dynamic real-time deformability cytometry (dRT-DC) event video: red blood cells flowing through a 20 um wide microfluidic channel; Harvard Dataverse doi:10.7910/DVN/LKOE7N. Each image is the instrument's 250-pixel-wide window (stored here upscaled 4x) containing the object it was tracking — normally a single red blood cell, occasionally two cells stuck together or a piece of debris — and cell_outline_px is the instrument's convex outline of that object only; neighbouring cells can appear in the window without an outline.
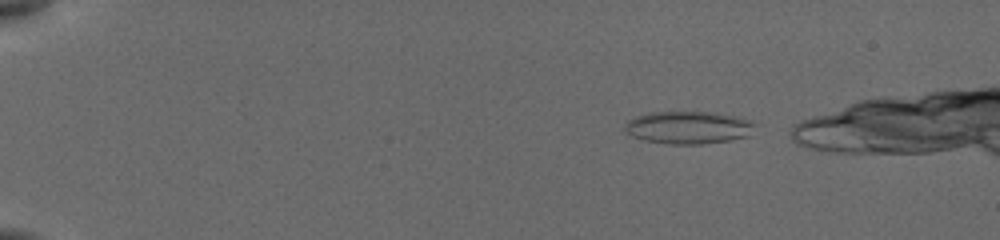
{"species": "common noctule bat (a hibernating species)", "species_latin": "Nyctalus noctula", "temperature_condition": "cold", "stored_images_in_passage": 24, "camera_frame_rate_fps": 3000, "um_per_image_px": 0.085, "animal": {"sex": "female", "body_mass_g": 19.5, "forearm_length_mm": 54.1}, "frame": {"image": 1, "passage_image": 3, "time_ms": 0.667, "image_size_px": [1000, 240], "cell_outline_px": [[756, 124], [748, 136], [728, 140], [700, 144], [672, 144], [644, 140], [632, 136], [624, 128], [624, 124], [628, 120], [636, 116], [652, 112], [716, 112], [736, 116], [752, 120]], "centroid_in_image_um": [58.52, 10.82], "position_along_channel_um": 26.5, "area_um2": 24.68}}
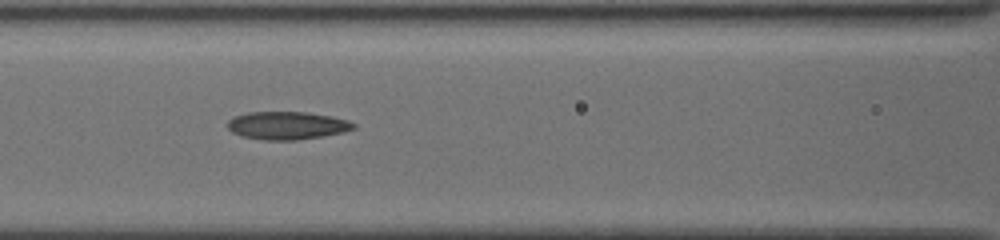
{"frame": {"image": 2, "passage_image": 18, "time_ms": 6.333, "image_size_px": [1000, 240], "cell_outline_px": [[356, 128], [340, 132], [320, 136], [296, 140], [264, 140], [240, 136], [232, 132], [228, 128], [228, 120], [232, 116], [248, 112], [308, 112], [332, 116], [348, 120], [356, 124]], "centroid_in_image_um": [24.37, 10.66], "position_along_channel_um": 142.2, "area_um2": 20.52}}
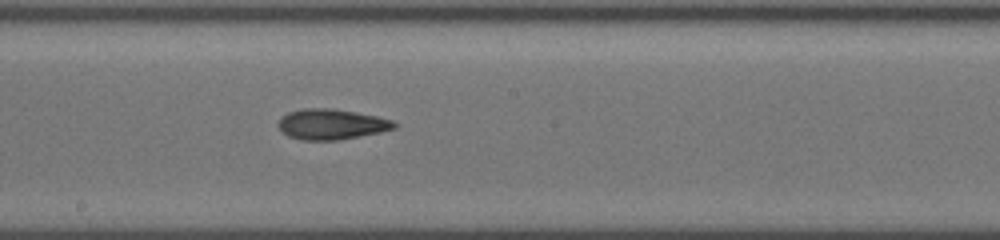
{"frame": {"image": 3, "passage_image": 24, "time_ms": 8.333, "image_size_px": [1000, 240], "cell_outline_px": [[396, 128], [380, 132], [336, 140], [300, 140], [288, 136], [280, 128], [280, 120], [288, 112], [304, 108], [332, 108], [356, 112], [376, 116], [392, 120], [396, 124]], "centroid_in_image_um": [28.19, 10.56], "position_along_channel_um": 220.0, "area_um2": 20.29}}